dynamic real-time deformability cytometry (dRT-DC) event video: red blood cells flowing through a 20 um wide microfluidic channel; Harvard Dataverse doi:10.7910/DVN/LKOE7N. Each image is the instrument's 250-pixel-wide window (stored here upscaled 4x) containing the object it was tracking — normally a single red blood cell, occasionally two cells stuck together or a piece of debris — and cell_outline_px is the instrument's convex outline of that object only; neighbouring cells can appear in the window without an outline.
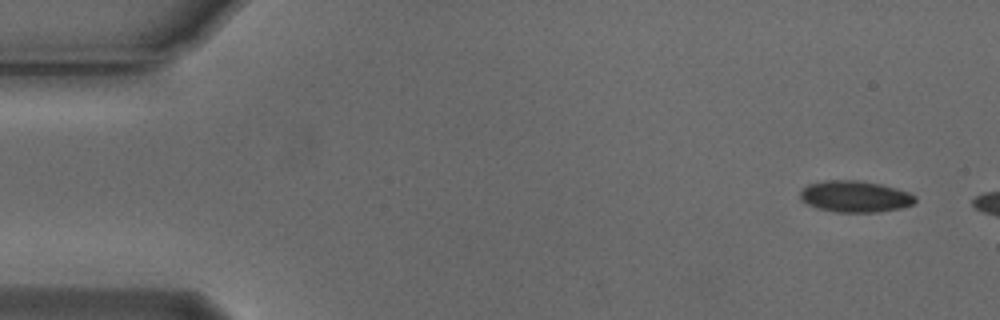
{"species": "Egyptian fruit bat (a non-hibernating species)", "species_latin": "Rousettus aegyptiacus", "temperature_condition": "cold", "stored_images_in_passage": 6, "camera_frame_rate_fps": 3000, "um_per_image_px": 0.085, "animal": {"sex": "male"}, "frame": {"image": 1, "passage_image": 1, "time_ms": 0.0, "image_size_px": [1000, 320], "cell_outline_px": [[916, 200], [912, 204], [900, 208], [876, 212], [836, 212], [816, 208], [800, 200], [800, 192], [808, 184], [828, 180], [856, 180], [880, 184], [908, 192], [916, 196]], "centroid_in_image_um": [72.65, 16.7], "position_along_channel_um": 12.3, "area_um2": 20.92}}